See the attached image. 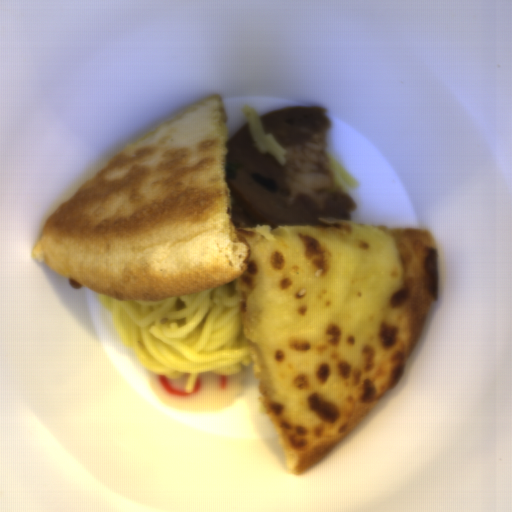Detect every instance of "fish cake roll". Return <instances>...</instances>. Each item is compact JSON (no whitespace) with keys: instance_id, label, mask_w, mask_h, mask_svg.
<instances>
[{"instance_id":"1","label":"fish cake roll","mask_w":512,"mask_h":512,"mask_svg":"<svg viewBox=\"0 0 512 512\" xmlns=\"http://www.w3.org/2000/svg\"><path fill=\"white\" fill-rule=\"evenodd\" d=\"M189 373L178 379L149 372V385L154 395L167 407L188 413H216L237 402L243 393L246 372L238 375L198 373L192 392L185 387Z\"/></svg>"}]
</instances>
